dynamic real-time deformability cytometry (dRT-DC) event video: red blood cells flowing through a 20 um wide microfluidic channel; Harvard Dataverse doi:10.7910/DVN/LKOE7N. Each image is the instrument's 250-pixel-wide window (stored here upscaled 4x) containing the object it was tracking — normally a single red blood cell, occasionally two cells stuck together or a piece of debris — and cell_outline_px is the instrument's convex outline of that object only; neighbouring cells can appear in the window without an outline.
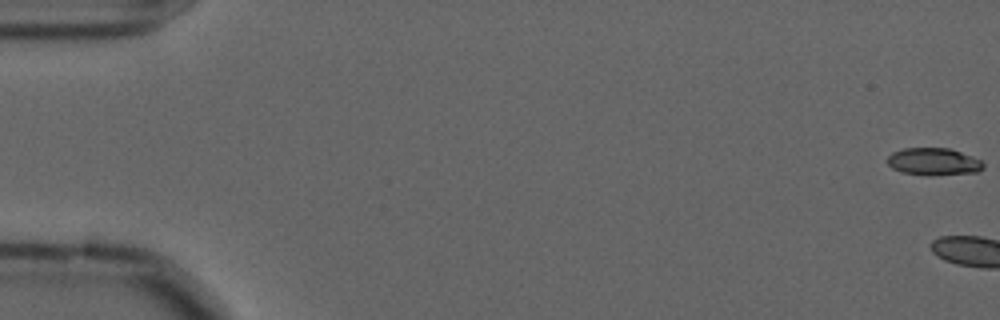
{"species": "common noctule bat (a hibernating species)", "species_latin": "Nyctalus noctula", "temperature_condition": "cold", "stored_images_in_passage": 4, "camera_frame_rate_fps": 3000, "um_per_image_px": 0.085, "animal": {"sex": "male", "forearm_length_mm": 52.5}, "frame": {"image": 1, "passage_image": 1, "time_ms": 0.0, "image_size_px": [1000, 320], "cell_outline_px": [[984, 168], [976, 172], [932, 176], [924, 176], [900, 172], [892, 168], [884, 160], [892, 152], [904, 148], [948, 148], [960, 152], [980, 160], [984, 164]], "centroid_in_image_um": [79.29, 13.76], "position_along_channel_um": 5.7, "area_um2": 15.49}}